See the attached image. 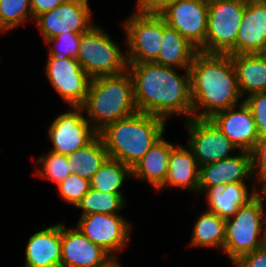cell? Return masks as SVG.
<instances>
[{
	"mask_svg": "<svg viewBox=\"0 0 266 267\" xmlns=\"http://www.w3.org/2000/svg\"><path fill=\"white\" fill-rule=\"evenodd\" d=\"M156 63L128 64L133 81L134 100L138 112L159 116L168 121L173 114L192 118L190 74Z\"/></svg>",
	"mask_w": 266,
	"mask_h": 267,
	"instance_id": "obj_1",
	"label": "cell"
},
{
	"mask_svg": "<svg viewBox=\"0 0 266 267\" xmlns=\"http://www.w3.org/2000/svg\"><path fill=\"white\" fill-rule=\"evenodd\" d=\"M188 71L193 118L210 119L244 102L231 55L198 52Z\"/></svg>",
	"mask_w": 266,
	"mask_h": 267,
	"instance_id": "obj_2",
	"label": "cell"
},
{
	"mask_svg": "<svg viewBox=\"0 0 266 267\" xmlns=\"http://www.w3.org/2000/svg\"><path fill=\"white\" fill-rule=\"evenodd\" d=\"M166 120L152 114L137 112L107 124L98 135L109 158L132 168L162 137Z\"/></svg>",
	"mask_w": 266,
	"mask_h": 267,
	"instance_id": "obj_3",
	"label": "cell"
},
{
	"mask_svg": "<svg viewBox=\"0 0 266 267\" xmlns=\"http://www.w3.org/2000/svg\"><path fill=\"white\" fill-rule=\"evenodd\" d=\"M82 107L86 119L97 132L109 123L137 113L129 72L91 79Z\"/></svg>",
	"mask_w": 266,
	"mask_h": 267,
	"instance_id": "obj_4",
	"label": "cell"
},
{
	"mask_svg": "<svg viewBox=\"0 0 266 267\" xmlns=\"http://www.w3.org/2000/svg\"><path fill=\"white\" fill-rule=\"evenodd\" d=\"M102 28L93 25L81 34L76 60L91 79L118 75L127 70L126 52Z\"/></svg>",
	"mask_w": 266,
	"mask_h": 267,
	"instance_id": "obj_5",
	"label": "cell"
},
{
	"mask_svg": "<svg viewBox=\"0 0 266 267\" xmlns=\"http://www.w3.org/2000/svg\"><path fill=\"white\" fill-rule=\"evenodd\" d=\"M246 3L232 0H208L205 44L198 50L207 54L236 55V37Z\"/></svg>",
	"mask_w": 266,
	"mask_h": 267,
	"instance_id": "obj_6",
	"label": "cell"
},
{
	"mask_svg": "<svg viewBox=\"0 0 266 267\" xmlns=\"http://www.w3.org/2000/svg\"><path fill=\"white\" fill-rule=\"evenodd\" d=\"M264 210L254 197L240 206L238 212L225 220V243L223 251L233 262L263 246L262 228Z\"/></svg>",
	"mask_w": 266,
	"mask_h": 267,
	"instance_id": "obj_7",
	"label": "cell"
},
{
	"mask_svg": "<svg viewBox=\"0 0 266 267\" xmlns=\"http://www.w3.org/2000/svg\"><path fill=\"white\" fill-rule=\"evenodd\" d=\"M127 64L153 63L163 39V18L158 13L135 11L122 22Z\"/></svg>",
	"mask_w": 266,
	"mask_h": 267,
	"instance_id": "obj_8",
	"label": "cell"
},
{
	"mask_svg": "<svg viewBox=\"0 0 266 267\" xmlns=\"http://www.w3.org/2000/svg\"><path fill=\"white\" fill-rule=\"evenodd\" d=\"M88 0H67L51 11L37 16L34 21L44 43L64 33H86L95 23Z\"/></svg>",
	"mask_w": 266,
	"mask_h": 267,
	"instance_id": "obj_9",
	"label": "cell"
},
{
	"mask_svg": "<svg viewBox=\"0 0 266 267\" xmlns=\"http://www.w3.org/2000/svg\"><path fill=\"white\" fill-rule=\"evenodd\" d=\"M188 129V147L198 166L215 164L239 150L211 119L191 118L184 121Z\"/></svg>",
	"mask_w": 266,
	"mask_h": 267,
	"instance_id": "obj_10",
	"label": "cell"
},
{
	"mask_svg": "<svg viewBox=\"0 0 266 267\" xmlns=\"http://www.w3.org/2000/svg\"><path fill=\"white\" fill-rule=\"evenodd\" d=\"M70 108L58 115L48 127V137L53 145L50 151L57 154H72L98 135L84 116L83 107Z\"/></svg>",
	"mask_w": 266,
	"mask_h": 267,
	"instance_id": "obj_11",
	"label": "cell"
},
{
	"mask_svg": "<svg viewBox=\"0 0 266 267\" xmlns=\"http://www.w3.org/2000/svg\"><path fill=\"white\" fill-rule=\"evenodd\" d=\"M94 244L102 247L113 258L128 245L131 224L121 214L94 213L81 216L76 225Z\"/></svg>",
	"mask_w": 266,
	"mask_h": 267,
	"instance_id": "obj_12",
	"label": "cell"
},
{
	"mask_svg": "<svg viewBox=\"0 0 266 267\" xmlns=\"http://www.w3.org/2000/svg\"><path fill=\"white\" fill-rule=\"evenodd\" d=\"M158 14L198 50L205 44L208 0H175Z\"/></svg>",
	"mask_w": 266,
	"mask_h": 267,
	"instance_id": "obj_13",
	"label": "cell"
},
{
	"mask_svg": "<svg viewBox=\"0 0 266 267\" xmlns=\"http://www.w3.org/2000/svg\"><path fill=\"white\" fill-rule=\"evenodd\" d=\"M52 88L69 107H82L91 78L75 58L47 59L44 69Z\"/></svg>",
	"mask_w": 266,
	"mask_h": 267,
	"instance_id": "obj_14",
	"label": "cell"
},
{
	"mask_svg": "<svg viewBox=\"0 0 266 267\" xmlns=\"http://www.w3.org/2000/svg\"><path fill=\"white\" fill-rule=\"evenodd\" d=\"M112 258L77 226L68 228L61 221V267H103Z\"/></svg>",
	"mask_w": 266,
	"mask_h": 267,
	"instance_id": "obj_15",
	"label": "cell"
},
{
	"mask_svg": "<svg viewBox=\"0 0 266 267\" xmlns=\"http://www.w3.org/2000/svg\"><path fill=\"white\" fill-rule=\"evenodd\" d=\"M210 119L239 150L250 152L260 140L253 114L245 102Z\"/></svg>",
	"mask_w": 266,
	"mask_h": 267,
	"instance_id": "obj_16",
	"label": "cell"
},
{
	"mask_svg": "<svg viewBox=\"0 0 266 267\" xmlns=\"http://www.w3.org/2000/svg\"><path fill=\"white\" fill-rule=\"evenodd\" d=\"M238 154L218 161L215 164H205L199 167V193L214 185L253 181L251 154L238 150Z\"/></svg>",
	"mask_w": 266,
	"mask_h": 267,
	"instance_id": "obj_17",
	"label": "cell"
},
{
	"mask_svg": "<svg viewBox=\"0 0 266 267\" xmlns=\"http://www.w3.org/2000/svg\"><path fill=\"white\" fill-rule=\"evenodd\" d=\"M266 53V0L246 4L236 37V54Z\"/></svg>",
	"mask_w": 266,
	"mask_h": 267,
	"instance_id": "obj_18",
	"label": "cell"
},
{
	"mask_svg": "<svg viewBox=\"0 0 266 267\" xmlns=\"http://www.w3.org/2000/svg\"><path fill=\"white\" fill-rule=\"evenodd\" d=\"M23 267H61V222L29 237Z\"/></svg>",
	"mask_w": 266,
	"mask_h": 267,
	"instance_id": "obj_19",
	"label": "cell"
},
{
	"mask_svg": "<svg viewBox=\"0 0 266 267\" xmlns=\"http://www.w3.org/2000/svg\"><path fill=\"white\" fill-rule=\"evenodd\" d=\"M252 183L250 191L245 182L220 184L207 188L205 190L208 205L206 210L225 219L234 216L240 206L255 197V183Z\"/></svg>",
	"mask_w": 266,
	"mask_h": 267,
	"instance_id": "obj_20",
	"label": "cell"
},
{
	"mask_svg": "<svg viewBox=\"0 0 266 267\" xmlns=\"http://www.w3.org/2000/svg\"><path fill=\"white\" fill-rule=\"evenodd\" d=\"M178 144H172L165 138L158 140L145 155L131 168L132 179H138L151 185L154 190L164 182L168 173L171 151Z\"/></svg>",
	"mask_w": 266,
	"mask_h": 267,
	"instance_id": "obj_21",
	"label": "cell"
},
{
	"mask_svg": "<svg viewBox=\"0 0 266 267\" xmlns=\"http://www.w3.org/2000/svg\"><path fill=\"white\" fill-rule=\"evenodd\" d=\"M199 166L192 150L178 144L169 157L165 182L157 189L173 187L198 194Z\"/></svg>",
	"mask_w": 266,
	"mask_h": 267,
	"instance_id": "obj_22",
	"label": "cell"
},
{
	"mask_svg": "<svg viewBox=\"0 0 266 267\" xmlns=\"http://www.w3.org/2000/svg\"><path fill=\"white\" fill-rule=\"evenodd\" d=\"M198 49L163 20V39L157 59L166 67L189 70Z\"/></svg>",
	"mask_w": 266,
	"mask_h": 267,
	"instance_id": "obj_23",
	"label": "cell"
},
{
	"mask_svg": "<svg viewBox=\"0 0 266 267\" xmlns=\"http://www.w3.org/2000/svg\"><path fill=\"white\" fill-rule=\"evenodd\" d=\"M242 97L266 90V53L231 55ZM248 93V94H247Z\"/></svg>",
	"mask_w": 266,
	"mask_h": 267,
	"instance_id": "obj_24",
	"label": "cell"
},
{
	"mask_svg": "<svg viewBox=\"0 0 266 267\" xmlns=\"http://www.w3.org/2000/svg\"><path fill=\"white\" fill-rule=\"evenodd\" d=\"M225 220L213 212L204 210L194 223L189 246L222 250L225 243Z\"/></svg>",
	"mask_w": 266,
	"mask_h": 267,
	"instance_id": "obj_25",
	"label": "cell"
},
{
	"mask_svg": "<svg viewBox=\"0 0 266 267\" xmlns=\"http://www.w3.org/2000/svg\"><path fill=\"white\" fill-rule=\"evenodd\" d=\"M66 156L71 174L76 173L80 177L86 178L89 181L109 158L99 135L85 147L77 149L72 154Z\"/></svg>",
	"mask_w": 266,
	"mask_h": 267,
	"instance_id": "obj_26",
	"label": "cell"
},
{
	"mask_svg": "<svg viewBox=\"0 0 266 267\" xmlns=\"http://www.w3.org/2000/svg\"><path fill=\"white\" fill-rule=\"evenodd\" d=\"M132 178L131 168L119 160L108 158L90 180V188L107 193H123L125 178Z\"/></svg>",
	"mask_w": 266,
	"mask_h": 267,
	"instance_id": "obj_27",
	"label": "cell"
},
{
	"mask_svg": "<svg viewBox=\"0 0 266 267\" xmlns=\"http://www.w3.org/2000/svg\"><path fill=\"white\" fill-rule=\"evenodd\" d=\"M124 195V193H107L89 188L87 194L75 208L82 210L81 216L94 213L120 214L119 211L126 207Z\"/></svg>",
	"mask_w": 266,
	"mask_h": 267,
	"instance_id": "obj_28",
	"label": "cell"
},
{
	"mask_svg": "<svg viewBox=\"0 0 266 267\" xmlns=\"http://www.w3.org/2000/svg\"><path fill=\"white\" fill-rule=\"evenodd\" d=\"M33 19L30 0H0V32L12 31Z\"/></svg>",
	"mask_w": 266,
	"mask_h": 267,
	"instance_id": "obj_29",
	"label": "cell"
},
{
	"mask_svg": "<svg viewBox=\"0 0 266 267\" xmlns=\"http://www.w3.org/2000/svg\"><path fill=\"white\" fill-rule=\"evenodd\" d=\"M37 162L40 168L35 171V175L40 178L49 179L56 185L71 174L66 155L48 151L46 154L43 153L42 156L38 157Z\"/></svg>",
	"mask_w": 266,
	"mask_h": 267,
	"instance_id": "obj_30",
	"label": "cell"
},
{
	"mask_svg": "<svg viewBox=\"0 0 266 267\" xmlns=\"http://www.w3.org/2000/svg\"><path fill=\"white\" fill-rule=\"evenodd\" d=\"M81 34L64 33L45 42L48 59L77 58ZM54 44V45H52Z\"/></svg>",
	"mask_w": 266,
	"mask_h": 267,
	"instance_id": "obj_31",
	"label": "cell"
},
{
	"mask_svg": "<svg viewBox=\"0 0 266 267\" xmlns=\"http://www.w3.org/2000/svg\"><path fill=\"white\" fill-rule=\"evenodd\" d=\"M56 186L62 200L76 207L87 194L90 188V181L76 173H72Z\"/></svg>",
	"mask_w": 266,
	"mask_h": 267,
	"instance_id": "obj_32",
	"label": "cell"
},
{
	"mask_svg": "<svg viewBox=\"0 0 266 267\" xmlns=\"http://www.w3.org/2000/svg\"><path fill=\"white\" fill-rule=\"evenodd\" d=\"M243 100L253 114L259 139L266 140V92L251 94Z\"/></svg>",
	"mask_w": 266,
	"mask_h": 267,
	"instance_id": "obj_33",
	"label": "cell"
},
{
	"mask_svg": "<svg viewBox=\"0 0 266 267\" xmlns=\"http://www.w3.org/2000/svg\"><path fill=\"white\" fill-rule=\"evenodd\" d=\"M254 182L266 178V140H259L250 151Z\"/></svg>",
	"mask_w": 266,
	"mask_h": 267,
	"instance_id": "obj_34",
	"label": "cell"
},
{
	"mask_svg": "<svg viewBox=\"0 0 266 267\" xmlns=\"http://www.w3.org/2000/svg\"><path fill=\"white\" fill-rule=\"evenodd\" d=\"M234 267H266V247L255 249L233 261Z\"/></svg>",
	"mask_w": 266,
	"mask_h": 267,
	"instance_id": "obj_35",
	"label": "cell"
},
{
	"mask_svg": "<svg viewBox=\"0 0 266 267\" xmlns=\"http://www.w3.org/2000/svg\"><path fill=\"white\" fill-rule=\"evenodd\" d=\"M175 0H136L137 12L159 13Z\"/></svg>",
	"mask_w": 266,
	"mask_h": 267,
	"instance_id": "obj_36",
	"label": "cell"
},
{
	"mask_svg": "<svg viewBox=\"0 0 266 267\" xmlns=\"http://www.w3.org/2000/svg\"><path fill=\"white\" fill-rule=\"evenodd\" d=\"M65 1L67 0H30L33 21L40 14L53 10Z\"/></svg>",
	"mask_w": 266,
	"mask_h": 267,
	"instance_id": "obj_37",
	"label": "cell"
},
{
	"mask_svg": "<svg viewBox=\"0 0 266 267\" xmlns=\"http://www.w3.org/2000/svg\"><path fill=\"white\" fill-rule=\"evenodd\" d=\"M260 186H259V184ZM260 187V188H259ZM255 197L260 201V204L264 210V212L266 213L265 211V202L264 201L266 199V178H263L261 180H258L256 183H255Z\"/></svg>",
	"mask_w": 266,
	"mask_h": 267,
	"instance_id": "obj_38",
	"label": "cell"
},
{
	"mask_svg": "<svg viewBox=\"0 0 266 267\" xmlns=\"http://www.w3.org/2000/svg\"><path fill=\"white\" fill-rule=\"evenodd\" d=\"M119 258H112L107 264L103 267H122Z\"/></svg>",
	"mask_w": 266,
	"mask_h": 267,
	"instance_id": "obj_39",
	"label": "cell"
},
{
	"mask_svg": "<svg viewBox=\"0 0 266 267\" xmlns=\"http://www.w3.org/2000/svg\"><path fill=\"white\" fill-rule=\"evenodd\" d=\"M262 242L263 246L266 247V213L264 214L263 217V228H262Z\"/></svg>",
	"mask_w": 266,
	"mask_h": 267,
	"instance_id": "obj_40",
	"label": "cell"
},
{
	"mask_svg": "<svg viewBox=\"0 0 266 267\" xmlns=\"http://www.w3.org/2000/svg\"><path fill=\"white\" fill-rule=\"evenodd\" d=\"M232 1H240V2H244V3H249L250 1H253V0H232Z\"/></svg>",
	"mask_w": 266,
	"mask_h": 267,
	"instance_id": "obj_41",
	"label": "cell"
}]
</instances>
